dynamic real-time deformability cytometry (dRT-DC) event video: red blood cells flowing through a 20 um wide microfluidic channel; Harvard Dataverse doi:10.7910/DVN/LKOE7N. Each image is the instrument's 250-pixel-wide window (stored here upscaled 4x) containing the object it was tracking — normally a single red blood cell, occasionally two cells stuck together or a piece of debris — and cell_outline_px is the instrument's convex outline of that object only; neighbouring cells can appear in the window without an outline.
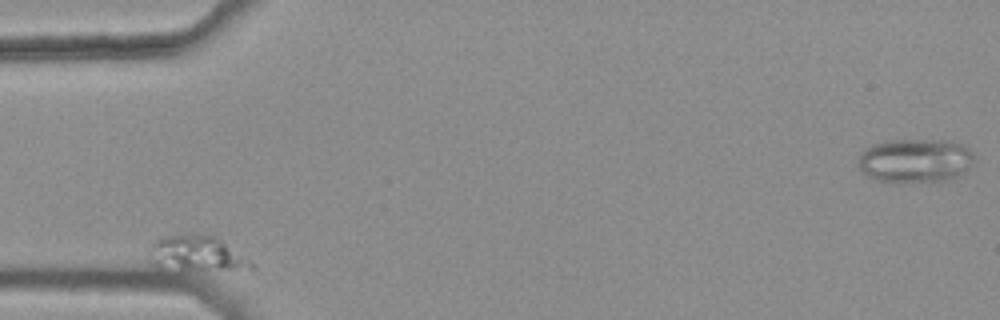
{"species": "common noctule bat (a hibernating species)", "species_latin": "Nyctalus noctula", "temperature_condition": "warm", "stored_images_in_passage": 9, "segment_of_instrument_passage": [1, 2], "camera_frame_rate_fps": 3000, "um_per_image_px": 0.085, "animal": {"sex": "female", "body_mass_g": 25.1}, "frame": {"image": 1, "passage_image": 1, "time_ms": 0.0, "image_size_px": [1000, 320], "cell_outline_px": [[256, 268], [252, 272], [176, 272], [156, 268], [152, 260], [148, 248], [156, 240], [164, 236], [196, 232], [200, 232], [212, 236], [248, 260]], "centroid_in_image_um": [16.71, 21.66], "position_along_channel_um": 68.3, "area_um2": 22.43}}
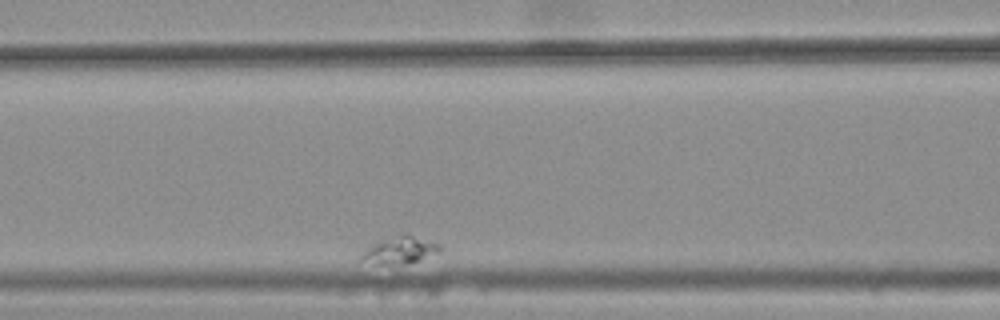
{"frame": {"image": 2, "passage_image": 3, "time_ms": 0.667, "image_size_px": [1000, 320], "cell_outline_px": [[440, 252], [420, 260], [404, 264], [380, 264], [356, 260], [372, 244], [400, 236], [412, 236], [440, 244]], "centroid_in_image_um": [33.98, 21.32], "position_along_channel_um": 132.6, "area_um2": 11.79}}
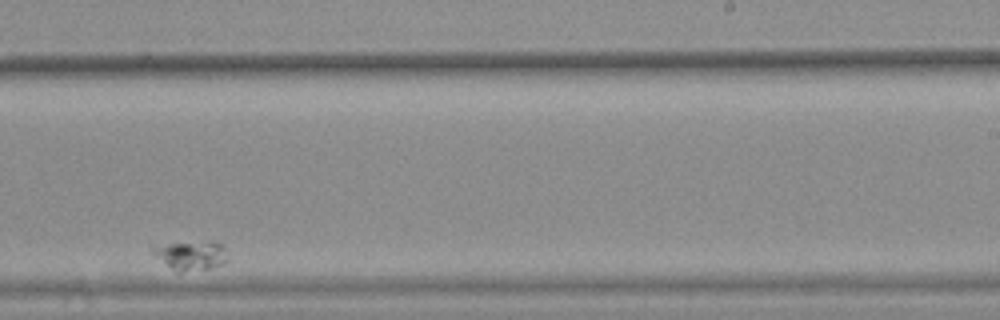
{"frame": {"image": 3, "passage_image": 7, "time_ms": 2.0, "image_size_px": [1000, 320], "cell_outline_px": [[228, 260], [220, 264], [208, 268], [180, 272], [176, 272], [152, 252], [152, 248], [168, 244], [212, 240], [224, 244], [228, 256]], "centroid_in_image_um": [16.33, 21.68], "position_along_channel_um": 272.7, "area_um2": 12.54}}